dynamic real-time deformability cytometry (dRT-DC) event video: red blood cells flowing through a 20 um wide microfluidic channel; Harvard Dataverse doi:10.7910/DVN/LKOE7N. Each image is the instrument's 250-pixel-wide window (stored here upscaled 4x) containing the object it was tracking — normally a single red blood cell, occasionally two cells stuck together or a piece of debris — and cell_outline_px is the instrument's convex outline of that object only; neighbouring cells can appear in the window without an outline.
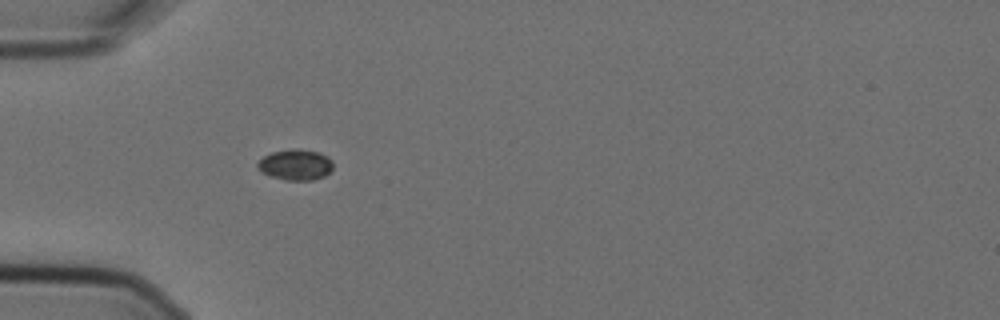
{"species": "Egyptian fruit bat (a non-hibernating species)", "species_latin": "Rousettus aegyptiacus", "temperature_condition": "cold", "stored_images_in_passage": 3, "camera_frame_rate_fps": 3000, "um_per_image_px": 0.085, "animal": {"sex": "female"}, "frame": {"image": 1, "passage_image": 1, "time_ms": 0.0, "image_size_px": [1000, 320], "cell_outline_px": [[332, 168], [324, 176], [312, 180], [284, 180], [268, 176], [256, 164], [264, 156], [272, 152], [292, 148], [296, 148], [320, 152], [328, 156], [332, 160]], "centroid_in_image_um": [25.14, 13.99], "position_along_channel_um": 59.9, "area_um2": 13.53}}
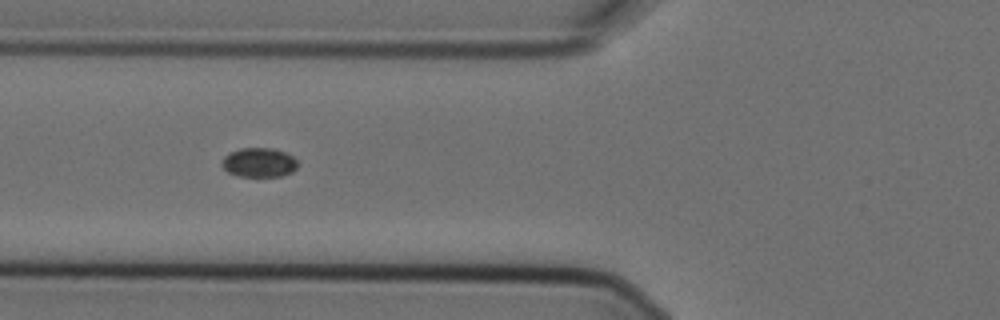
{"frame": {"image": 2, "passage_image": 2, "time_ms": 0.333, "image_size_px": [1000, 320], "cell_outline_px": [[296, 168], [292, 172], [280, 176], [240, 176], [228, 172], [220, 164], [224, 156], [240, 148], [272, 148], [284, 152], [292, 156], [296, 160]], "centroid_in_image_um": [22.0, 13.81], "position_along_channel_um": 103.8, "area_um2": 12.77}}
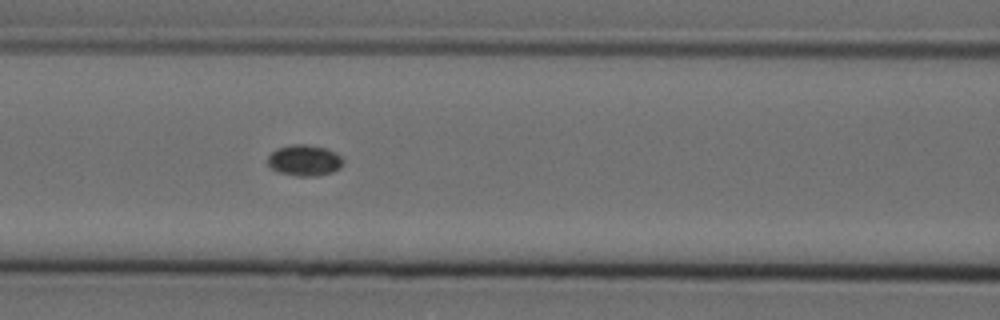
{"frame": {"image": 3, "passage_image": 3, "time_ms": 0.667, "image_size_px": [1000, 320], "cell_outline_px": [[344, 160], [340, 168], [332, 172], [316, 176], [296, 176], [280, 172], [272, 168], [268, 164], [268, 156], [276, 148], [292, 144], [304, 144], [324, 148], [336, 152]], "centroid_in_image_um": [25.88, 13.63], "position_along_channel_um": 140.7, "area_um2": 13.58}}